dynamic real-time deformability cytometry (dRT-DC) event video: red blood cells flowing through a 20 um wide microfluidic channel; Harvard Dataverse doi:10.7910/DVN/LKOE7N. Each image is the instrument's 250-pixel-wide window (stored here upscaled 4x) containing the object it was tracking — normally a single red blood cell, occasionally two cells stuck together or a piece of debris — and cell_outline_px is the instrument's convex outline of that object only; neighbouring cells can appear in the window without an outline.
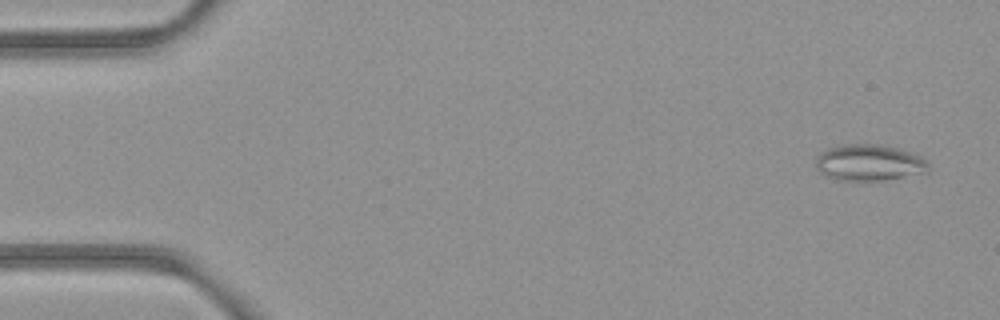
{"species": "common noctule bat (a hibernating species)", "species_latin": "Nyctalus noctula", "temperature_condition": "room temperature", "stored_images_in_passage": 16, "camera_frame_rate_fps": 3000, "um_per_image_px": 0.085, "animal": {"sex": "female", "body_mass_g": 21.9}, "frame": {"image": 1, "passage_image": 3, "time_ms": 0.667, "image_size_px": [1000, 320], "cell_outline_px": [[928, 164], [920, 172], [884, 180], [836, 180], [820, 172], [816, 168], [816, 156], [820, 152], [828, 148], [848, 144], [868, 144], [896, 148], [920, 156]], "centroid_in_image_um": [73.75, 13.82], "position_along_channel_um": 11.3, "area_um2": 23.0}}